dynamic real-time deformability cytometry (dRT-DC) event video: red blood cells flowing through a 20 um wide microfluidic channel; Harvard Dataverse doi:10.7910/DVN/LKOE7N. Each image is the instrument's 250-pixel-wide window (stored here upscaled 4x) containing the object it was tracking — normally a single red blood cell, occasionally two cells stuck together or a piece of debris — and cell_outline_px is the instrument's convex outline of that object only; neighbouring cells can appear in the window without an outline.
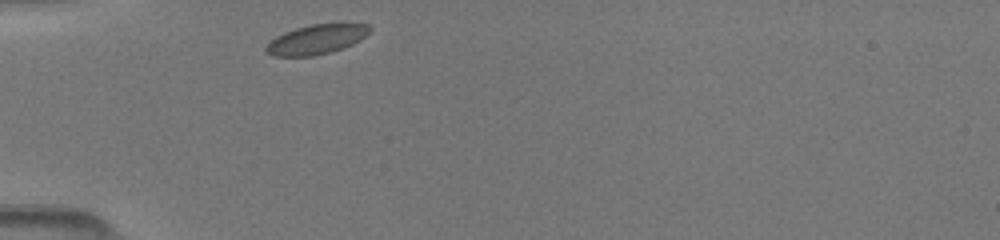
{"species": "common noctule bat (a hibernating species)", "species_latin": "Nyctalus noctula", "temperature_condition": "room temperature", "stored_images_in_passage": 26, "camera_frame_rate_fps": 3000, "um_per_image_px": 0.085, "animal": {"sex": "female", "body_mass_g": 19.5, "forearm_length_mm": 54.1}, "frame": {"image": 1, "passage_image": 1, "time_ms": 0.0, "image_size_px": [1000, 240], "cell_outline_px": [[372, 32], [360, 40], [344, 48], [332, 52], [312, 56], [272, 56], [264, 52], [264, 48], [276, 36], [284, 32], [296, 28], [312, 24], [340, 20], [348, 20], [368, 24], [372, 28]], "centroid_in_image_um": [27.01, 3.29], "position_along_channel_um": 58.0, "area_um2": 18.9}}
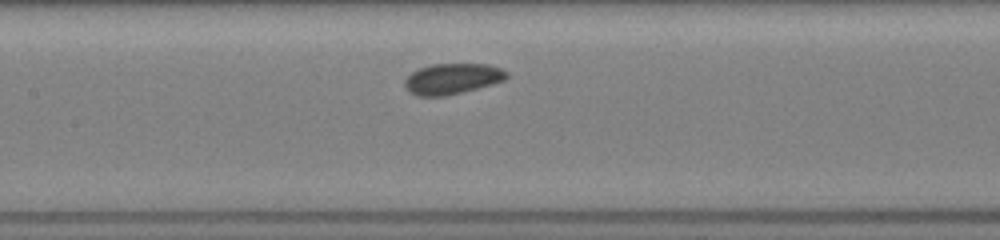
{"frame": {"image": 2, "passage_image": 19, "time_ms": 3.0, "image_size_px": [1000, 240], "cell_outline_px": [[508, 76], [504, 80], [492, 84], [464, 92], [444, 96], [416, 96], [408, 92], [404, 88], [404, 80], [412, 72], [420, 68], [432, 64], [488, 64], [500, 68], [508, 72]], "centroid_in_image_um": [38.42, 6.7], "position_along_channel_um": 169.0, "area_um2": 18.38}}
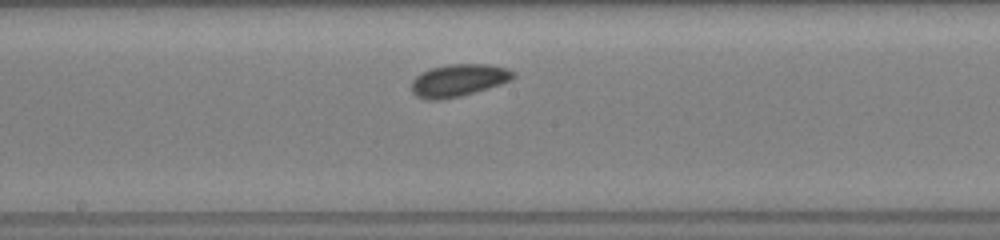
{"frame": {"image": 3, "passage_image": 25, "time_ms": 4.0, "image_size_px": [1000, 240], "cell_outline_px": [[516, 76], [512, 80], [488, 88], [460, 96], [440, 100], [424, 100], [416, 96], [412, 92], [412, 80], [420, 72], [432, 68], [448, 64], [488, 64], [508, 68], [516, 72]], "centroid_in_image_um": [38.98, 6.82], "position_along_channel_um": 209.2, "area_um2": 19.36}}